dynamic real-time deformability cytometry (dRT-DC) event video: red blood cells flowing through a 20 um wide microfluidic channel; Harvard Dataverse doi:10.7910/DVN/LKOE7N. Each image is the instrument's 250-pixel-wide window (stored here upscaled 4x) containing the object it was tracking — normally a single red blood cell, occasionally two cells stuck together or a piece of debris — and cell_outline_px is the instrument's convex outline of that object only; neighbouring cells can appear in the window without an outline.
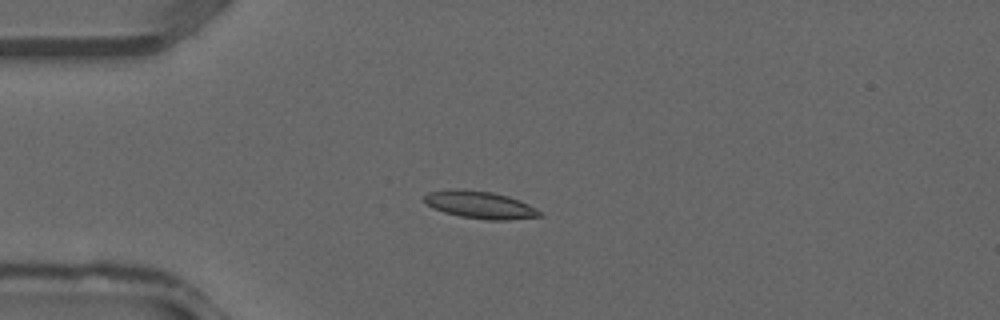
{"species": "common noctule bat (a hibernating species)", "species_latin": "Nyctalus noctula", "temperature_condition": "warm", "stored_images_in_passage": 36, "camera_frame_rate_fps": 3000, "um_per_image_px": 0.085, "animal": {"sex": "male", "forearm_length_mm": 52.5}, "frame": {"image": 1, "passage_image": 9, "time_ms": 2.667, "image_size_px": [1000, 320], "cell_outline_px": [[544, 216], [508, 220], [488, 220], [460, 216], [444, 212], [428, 204], [424, 200], [424, 196], [428, 192], [452, 188], [456, 188], [492, 192], [508, 196], [520, 200], [536, 208]], "centroid_in_image_um": [40.83, 17.4], "position_along_channel_um": 44.2, "area_um2": 18.38}}
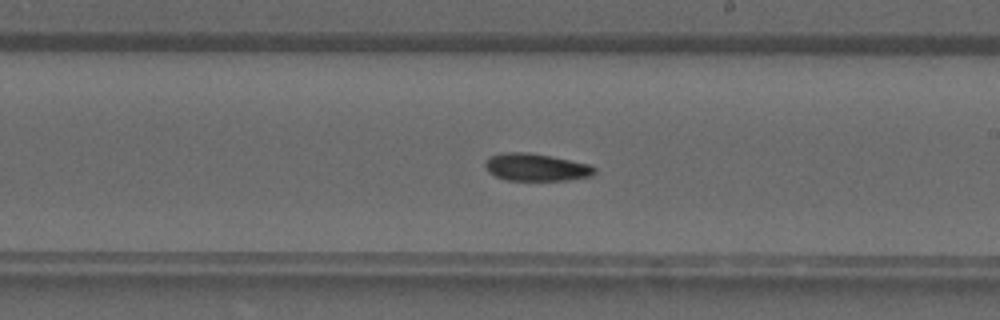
{"frame": {"image": 2, "passage_image": 21, "time_ms": 6.667, "image_size_px": [1000, 320], "cell_outline_px": [[596, 172], [592, 176], [568, 180], [508, 180], [496, 176], [488, 172], [484, 164], [488, 156], [504, 152], [528, 152], [588, 164], [596, 168]], "centroid_in_image_um": [45.54, 14.22], "position_along_channel_um": 243.5, "area_um2": 17.4}}
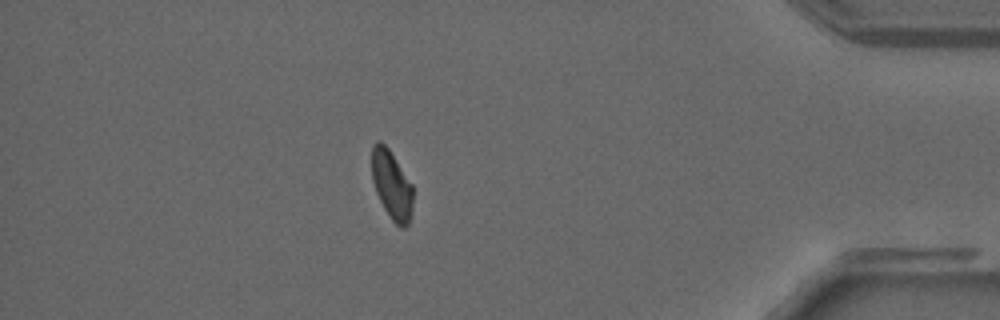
{"frame": {"image": 3, "passage_image": 32, "time_ms": 10.333, "image_size_px": [1000, 320], "cell_outline_px": [[412, 204], [408, 224], [404, 228], [400, 228], [392, 220], [384, 208], [376, 192], [372, 180], [372, 144], [376, 140], [380, 140], [388, 148], [412, 184]], "centroid_in_image_um": [33.27, 15.7], "position_along_channel_um": 401.9, "area_um2": 16.3}}